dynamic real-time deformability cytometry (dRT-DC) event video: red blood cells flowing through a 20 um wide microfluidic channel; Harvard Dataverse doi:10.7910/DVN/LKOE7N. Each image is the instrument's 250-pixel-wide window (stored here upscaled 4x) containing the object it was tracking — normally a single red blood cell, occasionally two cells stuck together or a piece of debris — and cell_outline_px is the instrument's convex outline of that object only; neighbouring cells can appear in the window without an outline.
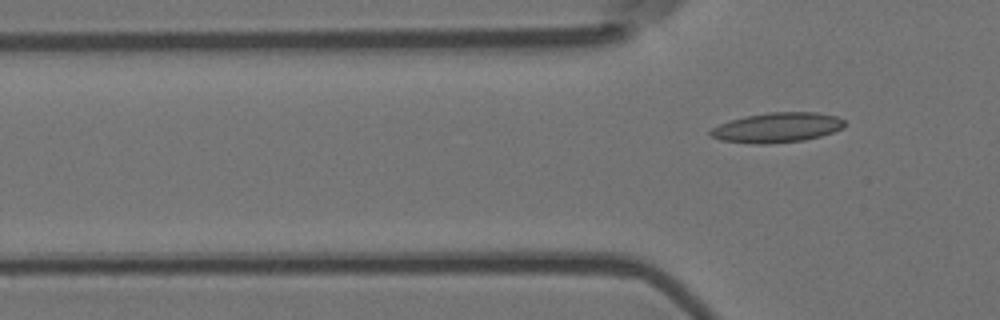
{"species": "Egyptian fruit bat (a non-hibernating species)", "species_latin": "Rousettus aegyptiacus", "temperature_condition": "room temperature", "stored_images_in_passage": 7, "camera_frame_rate_fps": 3000, "um_per_image_px": 0.085, "animal": {"sex": "female"}, "frame": {"image": 1, "passage_image": 7, "time_ms": 2.0, "image_size_px": [1000, 320], "cell_outline_px": [[844, 128], [820, 136], [804, 140], [760, 144], [720, 140], [712, 136], [708, 132], [712, 128], [720, 124], [744, 116], [768, 112], [816, 112], [836, 116], [844, 120]], "centroid_in_image_um": [66.07, 10.83], "position_along_channel_um": 59.7, "area_um2": 23.12}}